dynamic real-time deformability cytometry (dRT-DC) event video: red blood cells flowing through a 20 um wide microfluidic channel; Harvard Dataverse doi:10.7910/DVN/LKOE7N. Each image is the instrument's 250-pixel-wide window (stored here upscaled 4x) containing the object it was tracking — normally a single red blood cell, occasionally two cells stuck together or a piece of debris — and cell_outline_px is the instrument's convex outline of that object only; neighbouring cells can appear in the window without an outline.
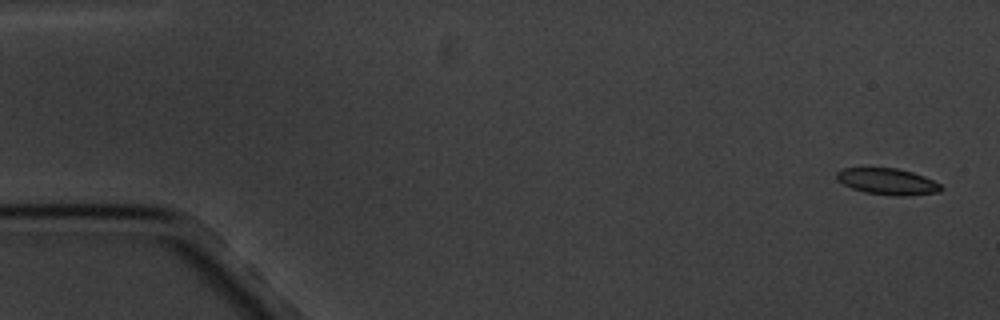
{"species": "common noctule bat (a hibernating species)", "species_latin": "Nyctalus noctula", "temperature_condition": "cold", "stored_images_in_passage": 5, "camera_frame_rate_fps": 3000, "um_per_image_px": 0.085, "animal": {"sex": "male", "body_mass_g": 20.1, "forearm_length_mm": 53.5}, "frame": {"image": 1, "passage_image": 1, "time_ms": 0.0, "image_size_px": [1000, 320], "cell_outline_px": [[944, 188], [940, 192], [904, 196], [892, 196], [864, 192], [852, 188], [844, 184], [836, 176], [836, 172], [844, 168], [896, 168], [912, 172], [924, 176], [940, 184]], "centroid_in_image_um": [75.47, 15.44], "position_along_channel_um": 9.5, "area_um2": 15.95}}
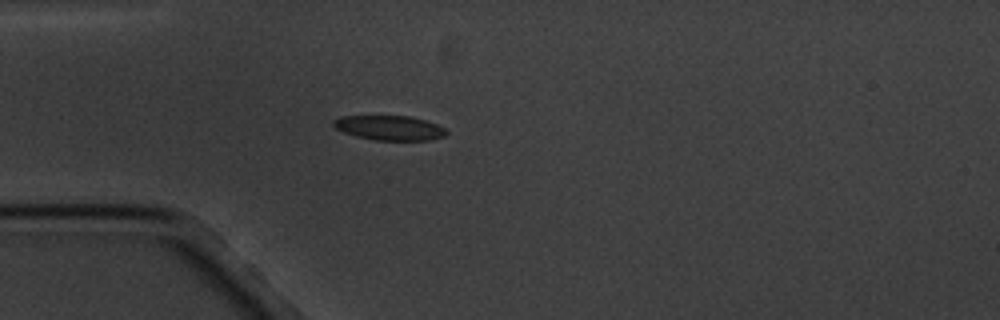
{"frame": {"image": 2, "passage_image": 5, "time_ms": 4.667, "image_size_px": [1000, 320], "cell_outline_px": [[448, 132], [444, 136], [428, 140], [376, 140], [356, 136], [344, 132], [336, 128], [332, 124], [332, 120], [340, 116], [408, 116], [424, 120], [436, 124], [444, 128]], "centroid_in_image_um": [33.08, 10.86], "position_along_channel_um": 51.9, "area_um2": 16.07}}